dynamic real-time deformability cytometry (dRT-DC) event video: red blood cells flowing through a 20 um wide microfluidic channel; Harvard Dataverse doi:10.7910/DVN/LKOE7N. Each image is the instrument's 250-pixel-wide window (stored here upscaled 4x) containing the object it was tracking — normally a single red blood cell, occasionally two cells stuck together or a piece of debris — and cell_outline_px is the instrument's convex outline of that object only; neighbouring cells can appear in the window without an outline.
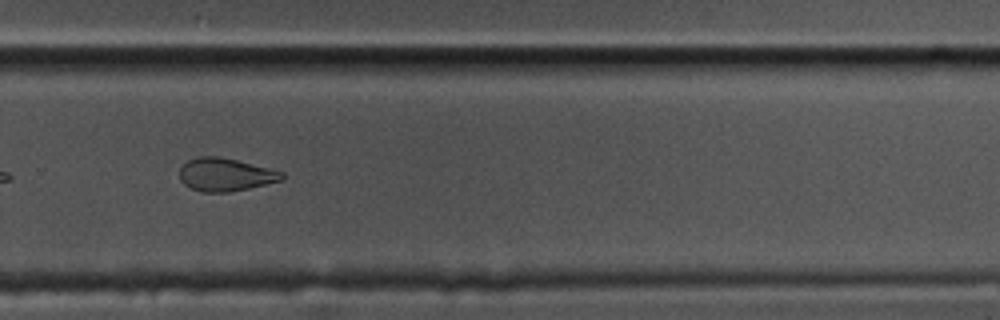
{"species": "common noctule bat (a hibernating species)", "species_latin": "Nyctalus noctula", "temperature_condition": "cold", "stored_images_in_passage": 39, "camera_frame_rate_fps": 3000, "um_per_image_px": 0.085, "animal": {"sex": "male", "body_mass_g": 17.5, "forearm_length_mm": 52.3}, "frame": {"image": 1, "passage_image": 23, "time_ms": 7.333, "image_size_px": [1000, 320], "cell_outline_px": [[284, 180], [248, 188], [228, 192], [200, 192], [184, 184], [180, 180], [180, 168], [188, 160], [196, 156], [216, 156], [236, 160], [284, 172]], "centroid_in_image_um": [19.15, 14.84], "position_along_channel_um": 310.6, "area_um2": 19.59}, "authors_computed_cell_mechanics": {"area_um2": 20.4612, "velocity_mm_per_s": 3.5379, "shape_relaxation_time_tau1_ms": null, "shape_relaxation_time_tau2_ms": 7.1324, "deformation_change_tau1": null, "deformation_change_tau2": 0.1398}}